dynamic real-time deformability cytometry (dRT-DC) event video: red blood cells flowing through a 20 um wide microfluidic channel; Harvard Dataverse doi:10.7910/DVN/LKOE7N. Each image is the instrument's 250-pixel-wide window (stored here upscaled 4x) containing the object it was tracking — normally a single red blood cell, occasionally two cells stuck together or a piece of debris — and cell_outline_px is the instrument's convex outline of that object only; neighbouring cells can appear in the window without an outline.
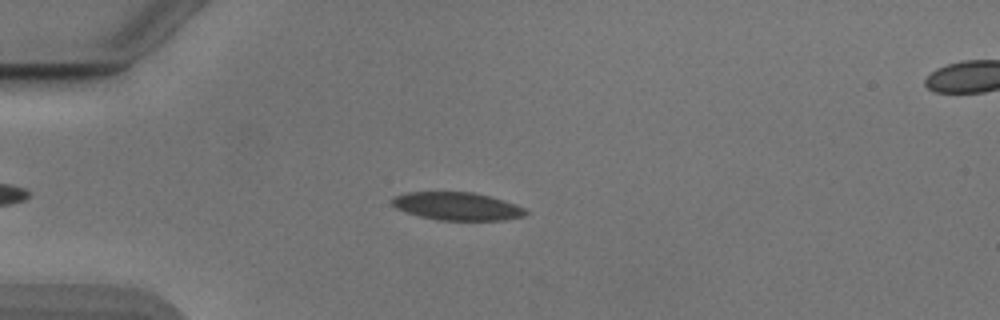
{"species": "Egyptian fruit bat (a non-hibernating species)", "species_latin": "Rousettus aegyptiacus", "temperature_condition": "cold", "stored_images_in_passage": 51, "camera_frame_rate_fps": 3000, "um_per_image_px": 0.085, "animal": {"sex": "male"}, "frame": {"image": 1, "passage_image": 12, "time_ms": 3.667, "image_size_px": [1000, 320], "cell_outline_px": [[528, 212], [524, 216], [504, 220], [436, 220], [404, 212], [396, 208], [388, 200], [392, 196], [408, 192], [472, 192], [504, 200], [516, 204], [524, 208]], "centroid_in_image_um": [38.81, 17.53], "position_along_channel_um": 46.2, "area_um2": 21.91}}
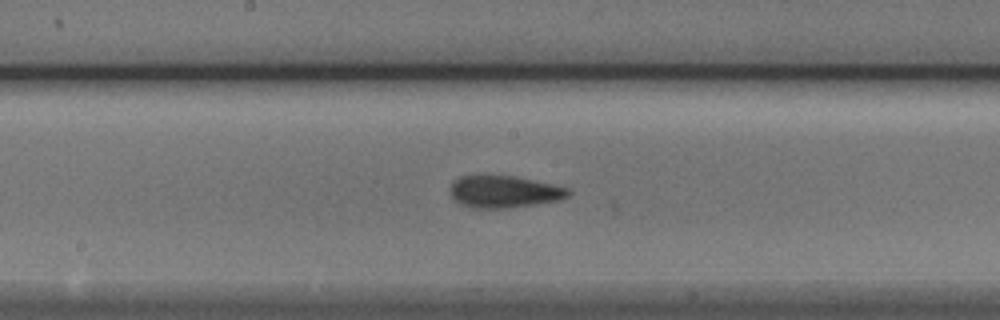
{"frame": {"image": 2, "passage_image": 26, "time_ms": 8.333, "image_size_px": [1000, 320], "cell_outline_px": [[572, 192], [568, 196], [560, 200], [536, 204], [504, 208], [468, 208], [460, 204], [448, 192], [448, 188], [452, 180], [460, 176], [516, 176], [552, 184], [568, 188]], "centroid_in_image_um": [42.81, 16.3], "position_along_channel_um": 205.4, "area_um2": 22.25}}
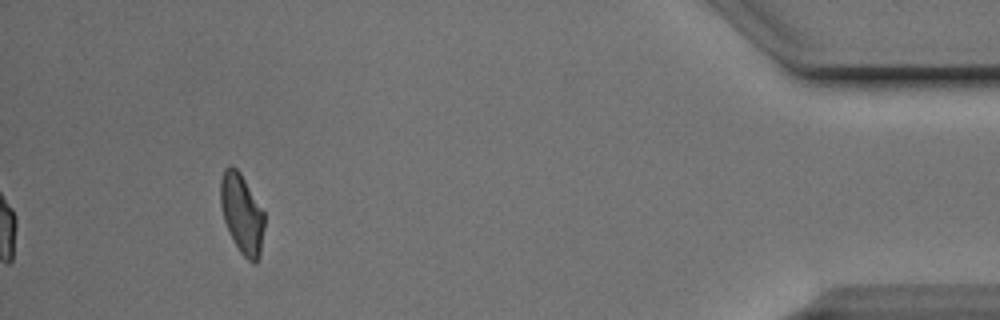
{"frame": {"image": 3, "passage_image": 47, "time_ms": 15.333, "image_size_px": [1000, 320], "cell_outline_px": [[264, 228], [260, 256], [256, 264], [252, 264], [240, 252], [228, 232], [224, 220], [220, 204], [220, 180], [224, 168], [232, 164], [240, 172], [264, 212]], "centroid_in_image_um": [20.55, 18.18], "position_along_channel_um": 414.6, "area_um2": 20.52}, "authors_computed_cell_mechanics": {"area_um2": 21.9062, "velocity_mm_per_s": 3.8778, "shape_relaxation_time_tau1_ms": 5.3538, "shape_relaxation_time_tau2_ms": 2.5842, "deformation_change_tau1": 0.1248, "deformation_change_tau2": 0.0969}}